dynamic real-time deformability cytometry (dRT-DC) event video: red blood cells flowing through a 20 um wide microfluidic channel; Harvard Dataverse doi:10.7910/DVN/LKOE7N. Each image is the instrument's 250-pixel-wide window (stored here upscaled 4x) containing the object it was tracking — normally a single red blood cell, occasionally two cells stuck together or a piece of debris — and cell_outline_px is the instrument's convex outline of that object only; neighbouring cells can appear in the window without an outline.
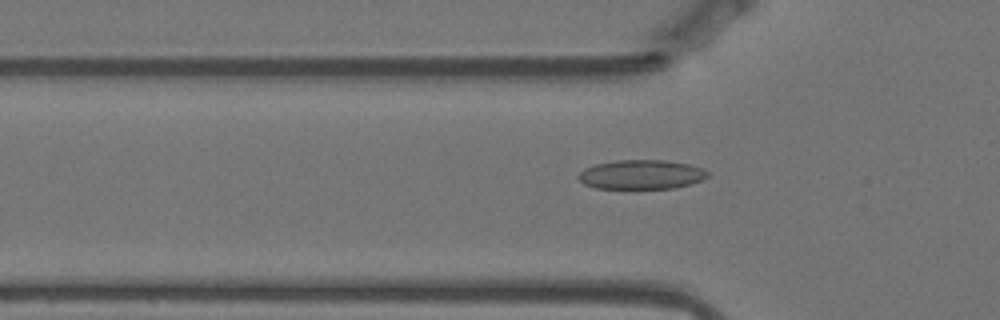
{"species": "Egyptian fruit bat (a non-hibernating species)", "species_latin": "Rousettus aegyptiacus", "temperature_condition": "warm", "stored_images_in_passage": 47, "camera_frame_rate_fps": 3000, "um_per_image_px": 0.085, "animal": {"sex": "female"}, "frame": {"image": 1, "passage_image": 15, "time_ms": 4.667, "image_size_px": [1000, 320], "cell_outline_px": [[708, 176], [704, 180], [676, 188], [636, 192], [596, 188], [584, 184], [576, 176], [584, 168], [596, 164], [616, 160], [664, 160], [688, 164], [704, 168], [708, 172]], "centroid_in_image_um": [54.51, 14.89], "position_along_channel_um": 71.3, "area_um2": 23.29}}
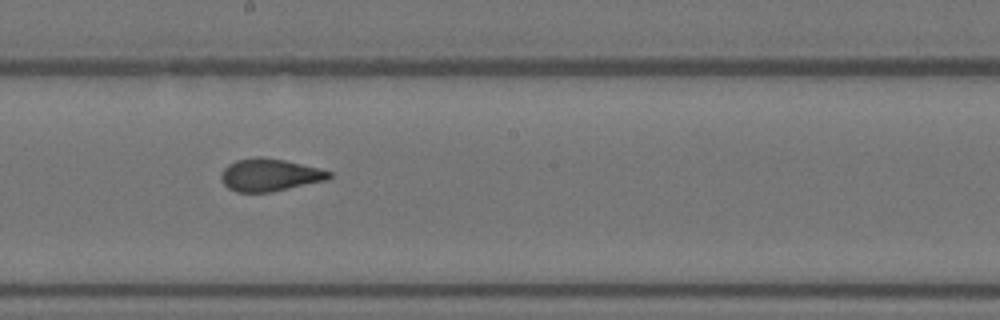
{"frame": {"image": 2, "passage_image": 28, "time_ms": 9.0, "image_size_px": [1000, 320], "cell_outline_px": [[332, 176], [328, 180], [272, 192], [236, 192], [228, 188], [224, 184], [220, 176], [224, 168], [228, 164], [236, 160], [256, 156], [260, 156], [284, 160], [320, 168], [332, 172]], "centroid_in_image_um": [22.94, 14.87], "position_along_channel_um": 225.3, "area_um2": 20.63}}
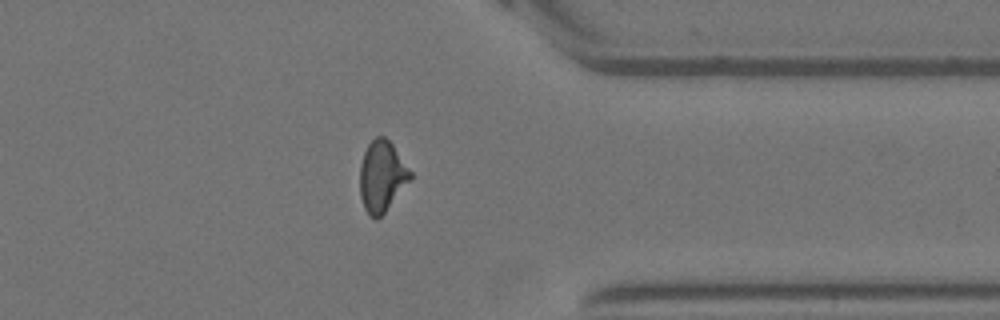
{"frame": {"image": 3, "passage_image": 42, "time_ms": 13.667, "image_size_px": [1000, 320], "cell_outline_px": [[412, 180], [384, 212], [376, 220], [364, 208], [360, 196], [360, 164], [364, 152], [368, 144], [376, 136], [384, 136], [392, 144], [412, 172]], "centroid_in_image_um": [32.47, 14.97], "position_along_channel_um": 378.9, "area_um2": 20.81}, "authors_computed_cell_mechanics": {"area_um2": 21.2704, "velocity_mm_per_s": 3.5106, "shape_relaxation_time_tau1_ms": null, "shape_relaxation_time_tau2_ms": 1.141, "deformation_change_tau1": null, "deformation_change_tau2": 0.0868}}